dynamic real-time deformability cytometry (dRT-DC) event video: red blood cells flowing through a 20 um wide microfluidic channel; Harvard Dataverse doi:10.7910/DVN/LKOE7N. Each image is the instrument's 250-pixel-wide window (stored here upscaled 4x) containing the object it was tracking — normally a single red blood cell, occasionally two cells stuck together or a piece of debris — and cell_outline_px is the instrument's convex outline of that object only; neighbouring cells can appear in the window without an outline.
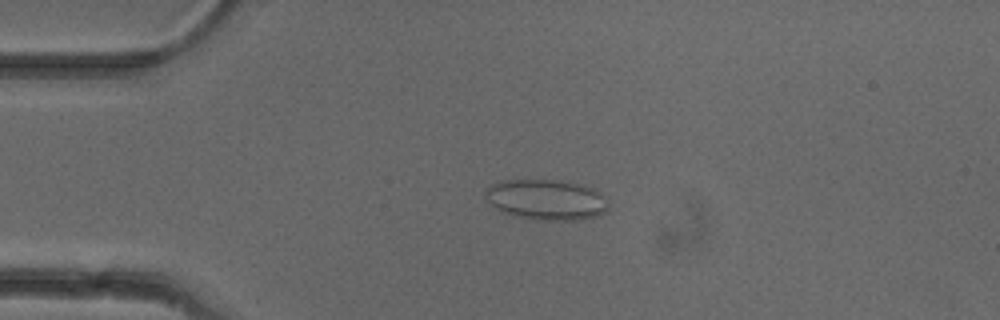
{"species": "common noctule bat (a hibernating species)", "species_latin": "Nyctalus noctula", "temperature_condition": "cold", "stored_images_in_passage": 52, "camera_frame_rate_fps": 3000, "um_per_image_px": 0.085, "animal": {"sex": "female"}, "frame": {"image": 1, "passage_image": 12, "time_ms": 3.667, "image_size_px": [1000, 320], "cell_outline_px": [[608, 208], [604, 212], [596, 216], [576, 220], [532, 220], [512, 216], [500, 212], [484, 196], [484, 188], [500, 180], [560, 180], [580, 184], [592, 188], [600, 192], [608, 200]], "centroid_in_image_um": [46.4, 16.97], "position_along_channel_um": 38.6, "area_um2": 29.48}}
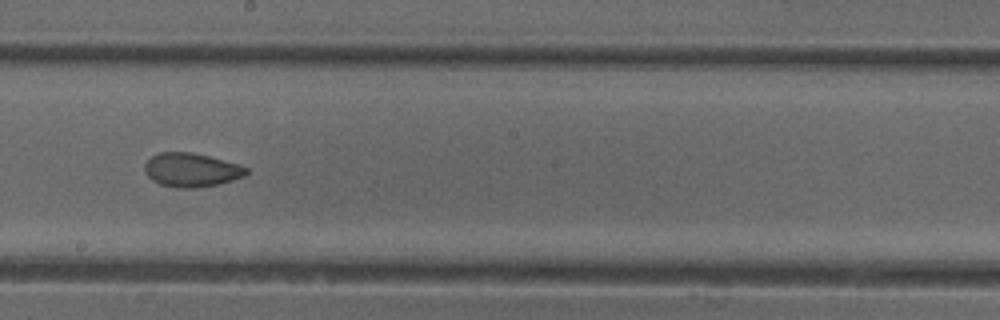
{"frame": {"image": 2, "passage_image": 29, "time_ms": 9.333, "image_size_px": [1000, 320], "cell_outline_px": [[248, 172], [244, 176], [220, 184], [196, 188], [176, 188], [160, 184], [152, 180], [144, 172], [144, 164], [152, 156], [160, 152], [192, 152], [208, 156], [236, 164], [248, 168]], "centroid_in_image_um": [16.23, 14.45], "position_along_channel_um": 232.0, "area_um2": 20.0}}
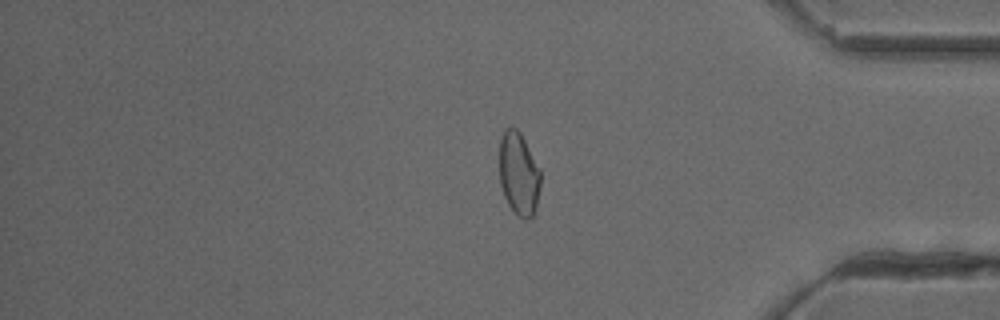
{"frame": {"image": 3, "passage_image": 43, "time_ms": 14.0, "image_size_px": [1000, 320], "cell_outline_px": [[540, 188], [536, 212], [528, 220], [524, 220], [516, 216], [508, 204], [504, 196], [500, 184], [500, 140], [504, 128], [516, 128], [520, 132], [540, 168]], "centroid_in_image_um": [44.11, 14.82], "position_along_channel_um": 391.1, "area_um2": 20.23}, "authors_computed_cell_mechanics": {"area_um2": 21.4727, "velocity_mm_per_s": 3.9271, "shape_relaxation_time_tau1_ms": null, "shape_relaxation_time_tau2_ms": 1.8649, "deformation_change_tau1": null, "deformation_change_tau2": 0.0629}}